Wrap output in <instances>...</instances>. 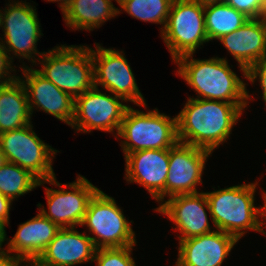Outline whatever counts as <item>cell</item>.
Wrapping results in <instances>:
<instances>
[{"label": "cell", "instance_id": "obj_4", "mask_svg": "<svg viewBox=\"0 0 266 266\" xmlns=\"http://www.w3.org/2000/svg\"><path fill=\"white\" fill-rule=\"evenodd\" d=\"M257 184L256 181L205 192L216 230L231 234L238 240L248 230H257L258 206L254 205Z\"/></svg>", "mask_w": 266, "mask_h": 266}, {"label": "cell", "instance_id": "obj_29", "mask_svg": "<svg viewBox=\"0 0 266 266\" xmlns=\"http://www.w3.org/2000/svg\"><path fill=\"white\" fill-rule=\"evenodd\" d=\"M12 62L14 61H12V59L10 58L9 53L0 43V83L12 82L19 78V76H15L14 73L13 75L11 74V72L16 71L12 66Z\"/></svg>", "mask_w": 266, "mask_h": 266}, {"label": "cell", "instance_id": "obj_15", "mask_svg": "<svg viewBox=\"0 0 266 266\" xmlns=\"http://www.w3.org/2000/svg\"><path fill=\"white\" fill-rule=\"evenodd\" d=\"M154 210L166 215L176 225L174 230L180 233L179 240L212 232L206 212L210 209L205 192L170 197Z\"/></svg>", "mask_w": 266, "mask_h": 266}, {"label": "cell", "instance_id": "obj_37", "mask_svg": "<svg viewBox=\"0 0 266 266\" xmlns=\"http://www.w3.org/2000/svg\"><path fill=\"white\" fill-rule=\"evenodd\" d=\"M261 20L263 21V24L265 26V29H266V5L263 9V13H262V16H261Z\"/></svg>", "mask_w": 266, "mask_h": 266}, {"label": "cell", "instance_id": "obj_3", "mask_svg": "<svg viewBox=\"0 0 266 266\" xmlns=\"http://www.w3.org/2000/svg\"><path fill=\"white\" fill-rule=\"evenodd\" d=\"M86 46H55L38 60L42 68L37 71L73 99L81 96L94 87L91 48Z\"/></svg>", "mask_w": 266, "mask_h": 266}, {"label": "cell", "instance_id": "obj_31", "mask_svg": "<svg viewBox=\"0 0 266 266\" xmlns=\"http://www.w3.org/2000/svg\"><path fill=\"white\" fill-rule=\"evenodd\" d=\"M262 198L264 199V204L262 207H258L257 211V232L266 235V232L263 229V226L266 227V191L262 189ZM260 217L262 220H260ZM264 219V220H263ZM265 223V224H264Z\"/></svg>", "mask_w": 266, "mask_h": 266}, {"label": "cell", "instance_id": "obj_36", "mask_svg": "<svg viewBox=\"0 0 266 266\" xmlns=\"http://www.w3.org/2000/svg\"><path fill=\"white\" fill-rule=\"evenodd\" d=\"M7 162V159L3 153V151L0 148V167L4 165Z\"/></svg>", "mask_w": 266, "mask_h": 266}, {"label": "cell", "instance_id": "obj_25", "mask_svg": "<svg viewBox=\"0 0 266 266\" xmlns=\"http://www.w3.org/2000/svg\"><path fill=\"white\" fill-rule=\"evenodd\" d=\"M173 0H117L122 8L118 9V15L124 10L132 18L140 21L162 24L160 32L163 31L170 7Z\"/></svg>", "mask_w": 266, "mask_h": 266}, {"label": "cell", "instance_id": "obj_19", "mask_svg": "<svg viewBox=\"0 0 266 266\" xmlns=\"http://www.w3.org/2000/svg\"><path fill=\"white\" fill-rule=\"evenodd\" d=\"M238 62L247 78V70L266 55V29L261 18H250L242 27L218 39Z\"/></svg>", "mask_w": 266, "mask_h": 266}, {"label": "cell", "instance_id": "obj_20", "mask_svg": "<svg viewBox=\"0 0 266 266\" xmlns=\"http://www.w3.org/2000/svg\"><path fill=\"white\" fill-rule=\"evenodd\" d=\"M60 229L57 224L39 212L18 226L14 237L7 242V250L31 266Z\"/></svg>", "mask_w": 266, "mask_h": 266}, {"label": "cell", "instance_id": "obj_23", "mask_svg": "<svg viewBox=\"0 0 266 266\" xmlns=\"http://www.w3.org/2000/svg\"><path fill=\"white\" fill-rule=\"evenodd\" d=\"M250 18L225 2L204 7L208 41L219 39L242 27Z\"/></svg>", "mask_w": 266, "mask_h": 266}, {"label": "cell", "instance_id": "obj_21", "mask_svg": "<svg viewBox=\"0 0 266 266\" xmlns=\"http://www.w3.org/2000/svg\"><path fill=\"white\" fill-rule=\"evenodd\" d=\"M31 111L23 83L18 78L0 88V133L31 123Z\"/></svg>", "mask_w": 266, "mask_h": 266}, {"label": "cell", "instance_id": "obj_8", "mask_svg": "<svg viewBox=\"0 0 266 266\" xmlns=\"http://www.w3.org/2000/svg\"><path fill=\"white\" fill-rule=\"evenodd\" d=\"M160 34L173 61L187 54H195L197 48L209 42L204 7L192 0H173Z\"/></svg>", "mask_w": 266, "mask_h": 266}, {"label": "cell", "instance_id": "obj_7", "mask_svg": "<svg viewBox=\"0 0 266 266\" xmlns=\"http://www.w3.org/2000/svg\"><path fill=\"white\" fill-rule=\"evenodd\" d=\"M76 181L68 184L57 182L56 176L39 182L38 186L48 183L60 189L45 188L47 209L40 203L39 212L60 228H74L81 226L87 212L89 201L99 190L84 176L79 175ZM71 189V191L68 189ZM68 189V190H67Z\"/></svg>", "mask_w": 266, "mask_h": 266}, {"label": "cell", "instance_id": "obj_33", "mask_svg": "<svg viewBox=\"0 0 266 266\" xmlns=\"http://www.w3.org/2000/svg\"><path fill=\"white\" fill-rule=\"evenodd\" d=\"M6 225L7 224L3 220L0 219V249H3L2 248L3 243L8 240V238L6 239L7 237L6 229H5V227H7Z\"/></svg>", "mask_w": 266, "mask_h": 266}, {"label": "cell", "instance_id": "obj_9", "mask_svg": "<svg viewBox=\"0 0 266 266\" xmlns=\"http://www.w3.org/2000/svg\"><path fill=\"white\" fill-rule=\"evenodd\" d=\"M14 2V3H13ZM9 1L1 13L0 29L4 32L0 39V43L4 49L9 53L13 60L17 56L18 59H28L32 65H36L44 52H39L37 49V42L40 40L43 33L41 32L40 21L37 16L36 7L30 5L29 2ZM4 40V41H3ZM13 52L11 57L10 52ZM39 56L37 59L35 56ZM22 57V58H21Z\"/></svg>", "mask_w": 266, "mask_h": 266}, {"label": "cell", "instance_id": "obj_1", "mask_svg": "<svg viewBox=\"0 0 266 266\" xmlns=\"http://www.w3.org/2000/svg\"><path fill=\"white\" fill-rule=\"evenodd\" d=\"M247 104L188 97L177 115L178 141L213 153L229 139Z\"/></svg>", "mask_w": 266, "mask_h": 266}, {"label": "cell", "instance_id": "obj_35", "mask_svg": "<svg viewBox=\"0 0 266 266\" xmlns=\"http://www.w3.org/2000/svg\"><path fill=\"white\" fill-rule=\"evenodd\" d=\"M46 1H50V2H59V7L62 11V13L67 9V7L70 5L71 0H46Z\"/></svg>", "mask_w": 266, "mask_h": 266}, {"label": "cell", "instance_id": "obj_34", "mask_svg": "<svg viewBox=\"0 0 266 266\" xmlns=\"http://www.w3.org/2000/svg\"><path fill=\"white\" fill-rule=\"evenodd\" d=\"M192 1L198 3L202 7L224 2V0H192Z\"/></svg>", "mask_w": 266, "mask_h": 266}, {"label": "cell", "instance_id": "obj_26", "mask_svg": "<svg viewBox=\"0 0 266 266\" xmlns=\"http://www.w3.org/2000/svg\"><path fill=\"white\" fill-rule=\"evenodd\" d=\"M134 247L99 248L93 262H96V266H136L131 256Z\"/></svg>", "mask_w": 266, "mask_h": 266}, {"label": "cell", "instance_id": "obj_16", "mask_svg": "<svg viewBox=\"0 0 266 266\" xmlns=\"http://www.w3.org/2000/svg\"><path fill=\"white\" fill-rule=\"evenodd\" d=\"M22 67L20 69L24 77L19 79L25 87L31 114L36 108L70 126L74 117V99L42 76L37 69L27 65Z\"/></svg>", "mask_w": 266, "mask_h": 266}, {"label": "cell", "instance_id": "obj_5", "mask_svg": "<svg viewBox=\"0 0 266 266\" xmlns=\"http://www.w3.org/2000/svg\"><path fill=\"white\" fill-rule=\"evenodd\" d=\"M117 138L124 139L120 143L124 157L139 150L170 149L178 142L177 116L171 118L157 108L146 113L129 106Z\"/></svg>", "mask_w": 266, "mask_h": 266}, {"label": "cell", "instance_id": "obj_18", "mask_svg": "<svg viewBox=\"0 0 266 266\" xmlns=\"http://www.w3.org/2000/svg\"><path fill=\"white\" fill-rule=\"evenodd\" d=\"M96 246L84 231L61 228L43 253L31 266H76L93 262Z\"/></svg>", "mask_w": 266, "mask_h": 266}, {"label": "cell", "instance_id": "obj_28", "mask_svg": "<svg viewBox=\"0 0 266 266\" xmlns=\"http://www.w3.org/2000/svg\"><path fill=\"white\" fill-rule=\"evenodd\" d=\"M247 80L254 84L258 79L262 90V97L266 105V55L247 70Z\"/></svg>", "mask_w": 266, "mask_h": 266}, {"label": "cell", "instance_id": "obj_24", "mask_svg": "<svg viewBox=\"0 0 266 266\" xmlns=\"http://www.w3.org/2000/svg\"><path fill=\"white\" fill-rule=\"evenodd\" d=\"M40 180L17 164L6 162L0 167V193L14 201L34 190Z\"/></svg>", "mask_w": 266, "mask_h": 266}, {"label": "cell", "instance_id": "obj_22", "mask_svg": "<svg viewBox=\"0 0 266 266\" xmlns=\"http://www.w3.org/2000/svg\"><path fill=\"white\" fill-rule=\"evenodd\" d=\"M113 0H71L62 13L63 20L72 30L93 31L102 26L106 20L118 16V8ZM117 2V0H115Z\"/></svg>", "mask_w": 266, "mask_h": 266}, {"label": "cell", "instance_id": "obj_30", "mask_svg": "<svg viewBox=\"0 0 266 266\" xmlns=\"http://www.w3.org/2000/svg\"><path fill=\"white\" fill-rule=\"evenodd\" d=\"M22 262L24 265L30 266L29 264H25L27 262H24V260L10 254V252L5 248L0 249V266H24Z\"/></svg>", "mask_w": 266, "mask_h": 266}, {"label": "cell", "instance_id": "obj_32", "mask_svg": "<svg viewBox=\"0 0 266 266\" xmlns=\"http://www.w3.org/2000/svg\"><path fill=\"white\" fill-rule=\"evenodd\" d=\"M12 200L0 193V219L3 220L7 226L9 223V213L12 205Z\"/></svg>", "mask_w": 266, "mask_h": 266}, {"label": "cell", "instance_id": "obj_27", "mask_svg": "<svg viewBox=\"0 0 266 266\" xmlns=\"http://www.w3.org/2000/svg\"><path fill=\"white\" fill-rule=\"evenodd\" d=\"M265 0H224L237 11L244 13L248 18H261L265 7Z\"/></svg>", "mask_w": 266, "mask_h": 266}, {"label": "cell", "instance_id": "obj_2", "mask_svg": "<svg viewBox=\"0 0 266 266\" xmlns=\"http://www.w3.org/2000/svg\"><path fill=\"white\" fill-rule=\"evenodd\" d=\"M193 54L179 57L174 62L180 75L198 99L225 101L228 103H248L252 99L246 83L231 70L226 58L212 57L194 59Z\"/></svg>", "mask_w": 266, "mask_h": 266}, {"label": "cell", "instance_id": "obj_13", "mask_svg": "<svg viewBox=\"0 0 266 266\" xmlns=\"http://www.w3.org/2000/svg\"><path fill=\"white\" fill-rule=\"evenodd\" d=\"M212 153L195 146L177 142L169 149V170L165 183V197L198 193L202 174Z\"/></svg>", "mask_w": 266, "mask_h": 266}, {"label": "cell", "instance_id": "obj_11", "mask_svg": "<svg viewBox=\"0 0 266 266\" xmlns=\"http://www.w3.org/2000/svg\"><path fill=\"white\" fill-rule=\"evenodd\" d=\"M122 102H126L122 97L103 93L94 86L74 99V117L70 126L83 133L99 130L113 134L116 130V137L130 106Z\"/></svg>", "mask_w": 266, "mask_h": 266}, {"label": "cell", "instance_id": "obj_14", "mask_svg": "<svg viewBox=\"0 0 266 266\" xmlns=\"http://www.w3.org/2000/svg\"><path fill=\"white\" fill-rule=\"evenodd\" d=\"M125 180L142 185L159 206L165 201L169 149H145L125 157Z\"/></svg>", "mask_w": 266, "mask_h": 266}, {"label": "cell", "instance_id": "obj_12", "mask_svg": "<svg viewBox=\"0 0 266 266\" xmlns=\"http://www.w3.org/2000/svg\"><path fill=\"white\" fill-rule=\"evenodd\" d=\"M91 48L94 64V86H102L109 93L122 97L126 102L147 108L146 100L138 88L134 73L128 64L124 51L104 48L95 42Z\"/></svg>", "mask_w": 266, "mask_h": 266}, {"label": "cell", "instance_id": "obj_10", "mask_svg": "<svg viewBox=\"0 0 266 266\" xmlns=\"http://www.w3.org/2000/svg\"><path fill=\"white\" fill-rule=\"evenodd\" d=\"M32 123L20 129L0 133V148L7 162L28 170L40 181L55 176L52 160L56 149L44 143L34 132Z\"/></svg>", "mask_w": 266, "mask_h": 266}, {"label": "cell", "instance_id": "obj_6", "mask_svg": "<svg viewBox=\"0 0 266 266\" xmlns=\"http://www.w3.org/2000/svg\"><path fill=\"white\" fill-rule=\"evenodd\" d=\"M81 226H86L95 236L89 237L97 249L135 246L136 235L131 223L111 196L98 190L89 201Z\"/></svg>", "mask_w": 266, "mask_h": 266}, {"label": "cell", "instance_id": "obj_17", "mask_svg": "<svg viewBox=\"0 0 266 266\" xmlns=\"http://www.w3.org/2000/svg\"><path fill=\"white\" fill-rule=\"evenodd\" d=\"M239 240L231 234L214 230L179 240L175 266H221Z\"/></svg>", "mask_w": 266, "mask_h": 266}]
</instances>
